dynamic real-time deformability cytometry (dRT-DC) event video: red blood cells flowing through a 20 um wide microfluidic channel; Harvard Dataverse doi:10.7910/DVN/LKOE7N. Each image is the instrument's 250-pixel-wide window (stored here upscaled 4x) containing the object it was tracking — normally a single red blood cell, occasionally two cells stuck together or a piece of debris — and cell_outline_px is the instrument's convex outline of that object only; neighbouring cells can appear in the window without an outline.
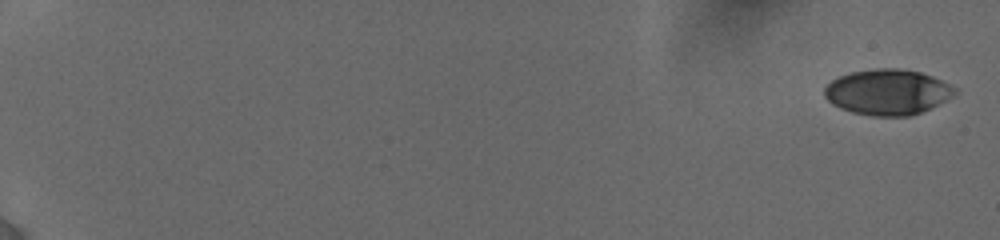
{"species": "human", "species_latin": "Homo sapiens", "temperature_condition": "cold", "stored_images_in_passage": 14, "camera_frame_rate_fps": 3000, "um_per_image_px": 0.085, "donor": {"sex": "female"}, "frame": {"image": 1, "passage_image": 1, "time_ms": 0.0, "image_size_px": [1000, 240], "cell_outline_px": [[956, 96], [920, 112], [908, 116], [872, 116], [852, 112], [840, 108], [832, 104], [824, 96], [824, 88], [832, 80], [840, 76], [852, 72], [876, 68], [900, 68], [920, 72], [932, 76], [956, 88]], "centroid_in_image_um": [75.44, 7.82], "position_along_channel_um": 9.6, "area_um2": 34.56}}
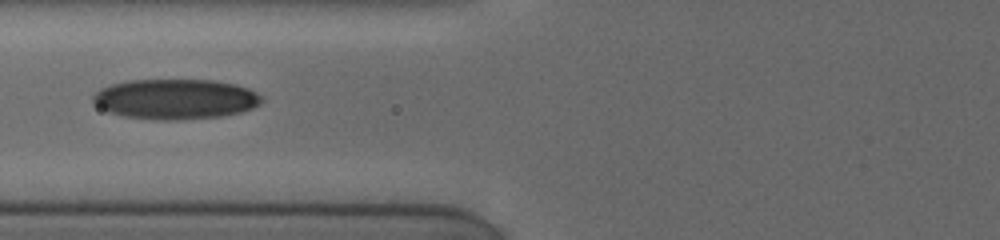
{"frame": {"image": 2, "passage_image": 12, "time_ms": 8.333, "image_size_px": [1000, 240], "cell_outline_px": [[264, 100], [260, 104], [252, 108], [240, 112], [220, 116], [180, 120], [156, 120], [124, 116], [108, 112], [100, 108], [92, 100], [92, 96], [100, 88], [112, 84], [128, 80], [212, 80], [236, 84], [248, 88], [260, 96]], "centroid_in_image_um": [14.89, 8.42], "position_along_channel_um": 110.9, "area_um2": 39.54}}
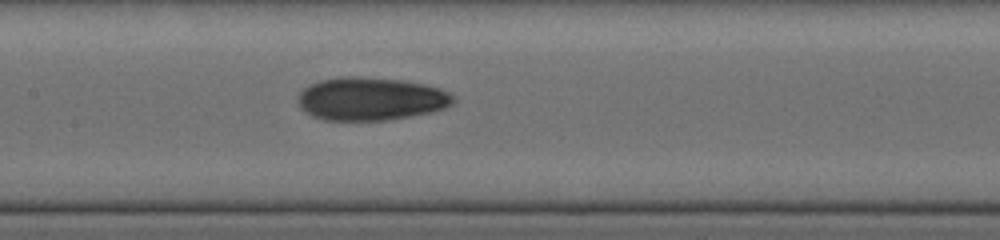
{"frame": {"image": 3, "passage_image": 14, "time_ms": 10.0, "image_size_px": [1000, 240], "cell_outline_px": [[456, 100], [452, 104], [444, 108], [432, 112], [384, 120], [324, 120], [312, 116], [300, 108], [296, 104], [296, 96], [308, 84], [320, 80], [344, 76], [360, 76], [404, 80], [424, 84], [440, 88], [456, 96]], "centroid_in_image_um": [31.49, 8.39], "position_along_channel_um": 175.9, "area_um2": 39.42}}